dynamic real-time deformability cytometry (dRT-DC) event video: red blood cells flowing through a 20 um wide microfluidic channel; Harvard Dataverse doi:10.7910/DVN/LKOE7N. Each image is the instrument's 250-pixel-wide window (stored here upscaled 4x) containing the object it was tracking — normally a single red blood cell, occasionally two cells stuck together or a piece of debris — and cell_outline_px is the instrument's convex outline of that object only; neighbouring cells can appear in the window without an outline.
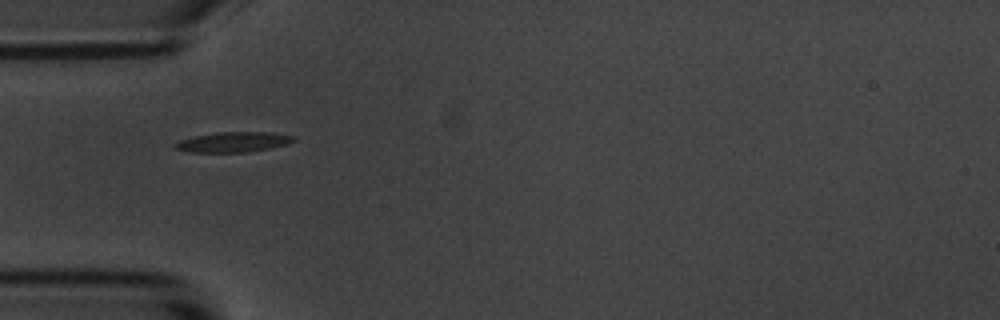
{"species": "common noctule bat (a hibernating species)", "species_latin": "Nyctalus noctula", "temperature_condition": "room temperature", "stored_images_in_passage": 2, "camera_frame_rate_fps": 3000, "um_per_image_px": 0.085, "animal": {"sex": "male", "body_mass_g": 20.1, "forearm_length_mm": 53.5}, "frame": {"image": 1, "passage_image": 1, "time_ms": 0.0, "image_size_px": [1000, 320], "cell_outline_px": [[296, 140], [288, 144], [272, 148], [248, 152], [188, 152], [172, 148], [172, 144], [180, 140], [192, 136], [220, 132], [272, 132], [296, 136]], "centroid_in_image_um": [19.83, 12.07], "position_along_channel_um": 65.2, "area_um2": 14.22}}